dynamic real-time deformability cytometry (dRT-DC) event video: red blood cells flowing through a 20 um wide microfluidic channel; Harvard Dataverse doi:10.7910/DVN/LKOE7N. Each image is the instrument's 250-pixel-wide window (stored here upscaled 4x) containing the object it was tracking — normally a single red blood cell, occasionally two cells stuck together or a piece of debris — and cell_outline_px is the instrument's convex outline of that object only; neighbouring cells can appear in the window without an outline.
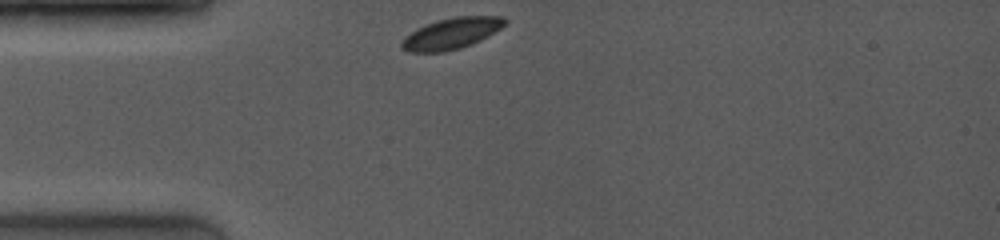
{"species": "common noctule bat (a hibernating species)", "species_latin": "Nyctalus noctula", "temperature_condition": "room temperature", "stored_images_in_passage": 46, "camera_frame_rate_fps": 4000, "um_per_image_px": 0.085, "animal": {"sex": "female", "body_mass_g": 19.0, "forearm_length_mm": 53.3}, "frame": {"image": 1, "passage_image": 1, "time_ms": 0.0, "image_size_px": [1000, 240], "cell_outline_px": [[508, 20], [500, 28], [480, 40], [472, 44], [460, 48], [444, 52], [408, 52], [400, 48], [400, 44], [416, 28], [436, 20], [456, 16], [504, 16]], "centroid_in_image_um": [38.37, 2.84], "position_along_channel_um": 46.6, "area_um2": 18.61}}
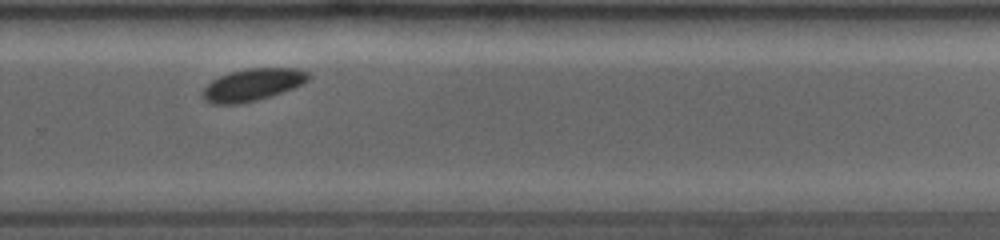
{"frame": {"image": 2, "passage_image": 34, "time_ms": 7.0, "image_size_px": [1000, 240], "cell_outline_px": [[312, 76], [304, 84], [256, 100], [240, 104], [212, 104], [204, 100], [200, 96], [204, 88], [212, 80], [220, 76], [232, 72], [248, 68], [300, 68], [308, 72]], "centroid_in_image_um": [21.47, 7.2], "position_along_channel_um": 308.3, "area_um2": 19.83}}
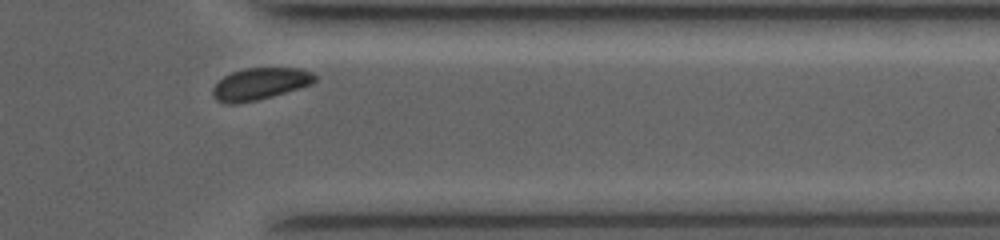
{"frame": {"image": 3, "passage_image": 43, "time_ms": 9.0, "image_size_px": [1000, 240], "cell_outline_px": [[316, 80], [312, 84], [300, 88], [272, 96], [256, 100], [236, 104], [224, 104], [216, 100], [212, 96], [212, 88], [224, 76], [232, 72], [244, 68], [300, 68], [312, 72], [316, 76]], "centroid_in_image_um": [22.09, 7.13], "position_along_channel_um": 389.3, "area_um2": 19.07}, "authors_computed_cell_mechanics": {"area_um2": 19.6809, "velocity_mm_per_s": 3.976, "shape_relaxation_time_tau1_ms": 3.2358, "shape_relaxation_time_tau2_ms": null, "deformation_change_tau1": 0.1123, "deformation_change_tau2": null}}